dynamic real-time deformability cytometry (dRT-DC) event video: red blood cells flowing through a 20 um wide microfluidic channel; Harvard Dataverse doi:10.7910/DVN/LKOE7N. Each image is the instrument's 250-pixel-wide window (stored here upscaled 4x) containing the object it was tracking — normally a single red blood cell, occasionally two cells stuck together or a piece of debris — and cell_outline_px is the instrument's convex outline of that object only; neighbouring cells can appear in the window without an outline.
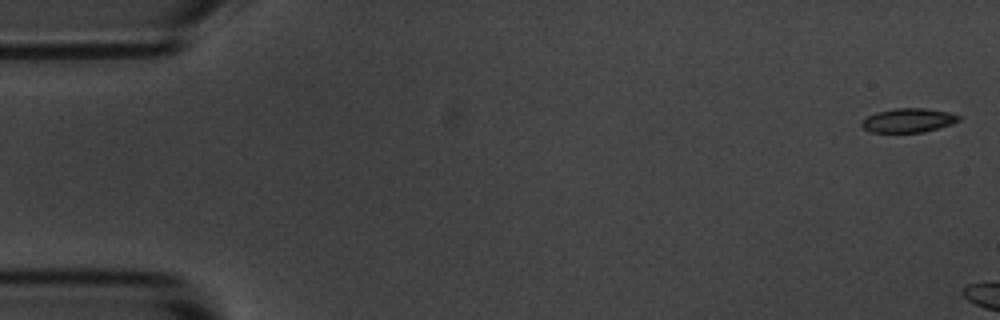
{"species": "common noctule bat (a hibernating species)", "species_latin": "Nyctalus noctula", "temperature_condition": "room temperature", "stored_images_in_passage": 3, "camera_frame_rate_fps": 3000, "um_per_image_px": 0.085, "animal": {"sex": "male", "body_mass_g": 20.1, "forearm_length_mm": 53.5}, "frame": {"image": 1, "passage_image": 1, "time_ms": 0.0, "image_size_px": [1000, 320], "cell_outline_px": [[960, 120], [952, 124], [924, 132], [872, 132], [864, 128], [860, 124], [860, 120], [876, 112], [896, 108], [924, 108], [948, 112], [960, 116]], "centroid_in_image_um": [77.19, 10.23], "position_along_channel_um": 7.8, "area_um2": 13.58}}